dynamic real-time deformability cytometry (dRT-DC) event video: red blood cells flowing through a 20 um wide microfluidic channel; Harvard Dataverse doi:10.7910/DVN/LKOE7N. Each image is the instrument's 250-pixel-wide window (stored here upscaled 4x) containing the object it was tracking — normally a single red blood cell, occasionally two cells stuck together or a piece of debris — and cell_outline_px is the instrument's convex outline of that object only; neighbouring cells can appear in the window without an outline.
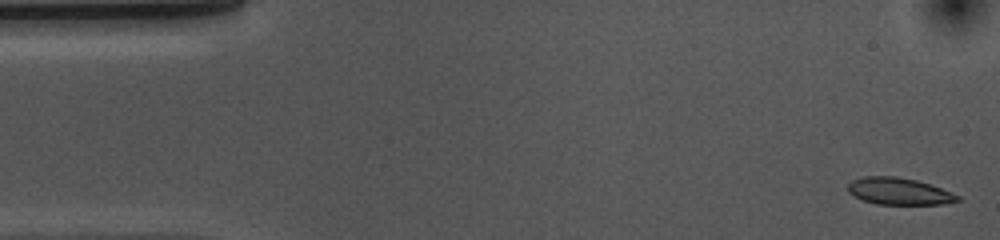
{"species": "common noctule bat (a hibernating species)", "species_latin": "Nyctalus noctula", "temperature_condition": "cold", "stored_images_in_passage": 54, "segment_of_instrument_passage": [1, 2], "camera_frame_rate_fps": 3000, "um_per_image_px": 0.085, "animal": {"sex": "female", "body_mass_g": 10.0, "forearm_length_mm": 53.1}, "frame": {"image": 1, "passage_image": 1, "time_ms": 0.0, "image_size_px": [1000, 240], "cell_outline_px": [[960, 200], [944, 204], [876, 204], [864, 200], [848, 192], [848, 184], [852, 180], [864, 176], [896, 176], [916, 180], [940, 188], [960, 196]], "centroid_in_image_um": [76.4, 16.25], "position_along_channel_um": 8.6, "area_um2": 16.99}}
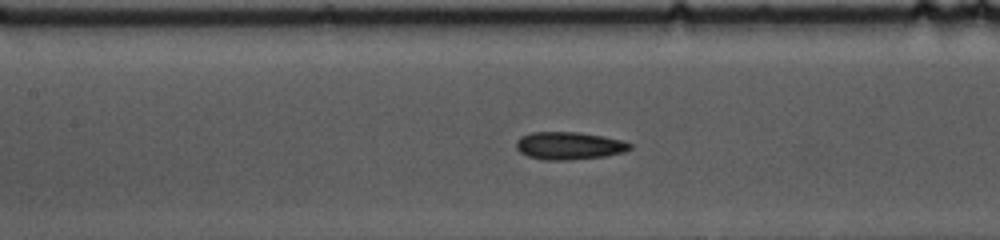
{"frame": {"image": 2, "passage_image": 22, "time_ms": 7.0, "image_size_px": [1000, 240], "cell_outline_px": [[632, 148], [624, 152], [604, 156], [568, 160], [544, 160], [528, 156], [520, 152], [516, 148], [516, 140], [520, 136], [532, 132], [576, 132], [604, 136], [624, 140], [632, 144]], "centroid_in_image_um": [48.37, 12.38], "position_along_channel_um": 159.0, "area_um2": 18.44}}
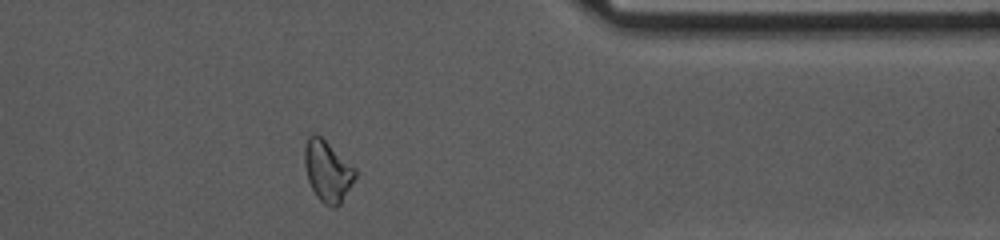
{"frame": {"image": 3, "passage_image": 42, "time_ms": 13.667, "image_size_px": [1000, 240], "cell_outline_px": [[356, 176], [340, 204], [336, 208], [332, 208], [324, 204], [316, 196], [308, 180], [304, 164], [304, 148], [308, 136], [312, 132], [320, 136], [356, 168]], "centroid_in_image_um": [27.83, 14.54], "position_along_channel_um": 383.6, "area_um2": 17.98}}